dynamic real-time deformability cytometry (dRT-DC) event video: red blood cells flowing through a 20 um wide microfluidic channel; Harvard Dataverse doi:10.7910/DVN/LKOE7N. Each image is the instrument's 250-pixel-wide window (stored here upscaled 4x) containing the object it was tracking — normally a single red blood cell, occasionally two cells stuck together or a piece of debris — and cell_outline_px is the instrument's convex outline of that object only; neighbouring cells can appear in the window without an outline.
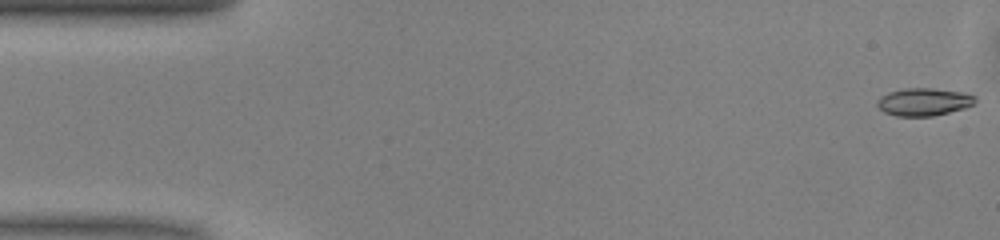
{"species": "common noctule bat (a hibernating species)", "species_latin": "Nyctalus noctula", "temperature_condition": "warm", "stored_images_in_passage": 50, "camera_frame_rate_fps": 3000, "um_per_image_px": 0.085, "animal": {"sex": "male", "body_mass_g": 13.0, "forearm_length_mm": 53.1}, "frame": {"image": 1, "passage_image": 1, "time_ms": 0.0, "image_size_px": [1000, 240], "cell_outline_px": [[976, 104], [964, 108], [932, 116], [896, 116], [884, 112], [876, 104], [876, 100], [880, 96], [888, 92], [904, 88], [932, 88], [964, 92], [976, 96]], "centroid_in_image_um": [78.52, 8.65], "position_along_channel_um": 6.5, "area_um2": 15.95}}
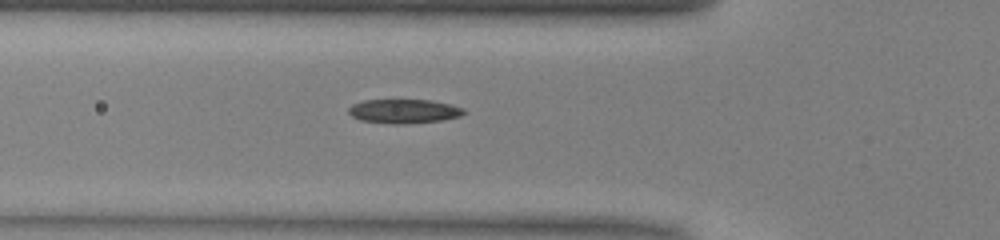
{"frame": {"image": 2, "passage_image": 17, "time_ms": 5.333, "image_size_px": [1000, 240], "cell_outline_px": [[464, 112], [460, 116], [444, 120], [404, 124], [392, 124], [360, 120], [352, 116], [348, 112], [348, 108], [352, 104], [364, 100], [432, 100], [452, 104], [464, 108]], "centroid_in_image_um": [34.34, 9.45], "position_along_channel_um": 91.5, "area_um2": 16.3}}
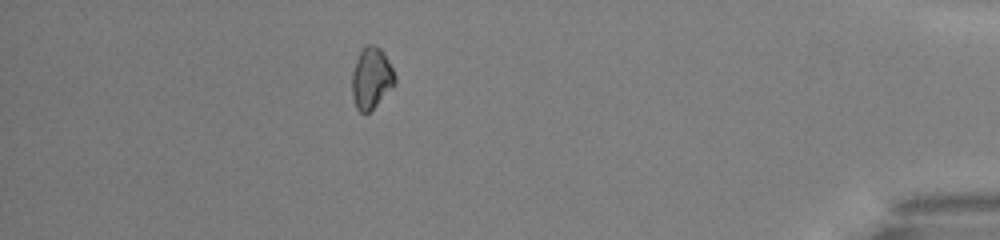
{"frame": {"image": 3, "passage_image": 44, "time_ms": 14.333, "image_size_px": [1000, 240], "cell_outline_px": [[396, 84], [368, 112], [360, 112], [356, 108], [352, 96], [352, 72], [356, 60], [364, 44], [376, 44], [384, 52], [396, 76]], "centroid_in_image_um": [31.57, 6.6], "position_along_channel_um": 403.6, "area_um2": 15.37}, "authors_computed_cell_mechanics": {"area_um2": 15.7505, "velocity_mm_per_s": 4.0772, "shape_relaxation_time_tau1_ms": 2.3376, "shape_relaxation_time_tau2_ms": null, "deformation_change_tau1": 0.0664, "deformation_change_tau2": null}}